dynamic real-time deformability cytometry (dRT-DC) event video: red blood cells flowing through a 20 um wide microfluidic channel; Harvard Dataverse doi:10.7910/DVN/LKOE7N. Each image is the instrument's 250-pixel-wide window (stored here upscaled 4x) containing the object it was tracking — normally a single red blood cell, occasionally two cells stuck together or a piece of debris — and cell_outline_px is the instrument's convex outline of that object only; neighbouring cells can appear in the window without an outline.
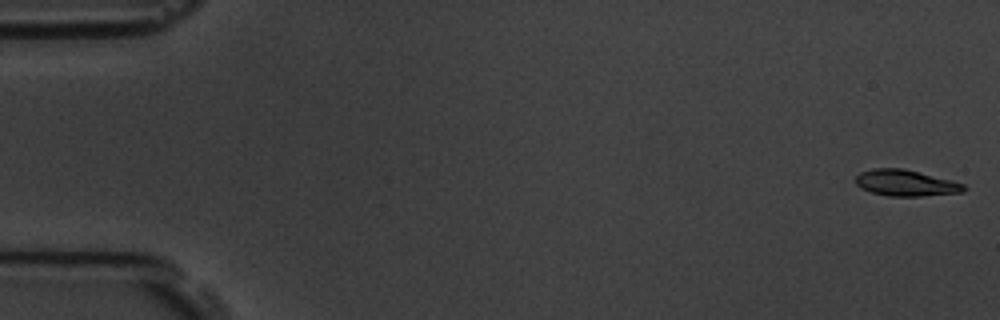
{"species": "common noctule bat (a hibernating species)", "species_latin": "Nyctalus noctula", "temperature_condition": "room temperature", "stored_images_in_passage": 6, "camera_frame_rate_fps": 3000, "um_per_image_px": 0.085, "animal": {"sex": "male", "body_mass_g": 19.5, "forearm_length_mm": 54.6}, "frame": {"image": 1, "passage_image": 1, "time_ms": 0.0, "image_size_px": [1000, 320], "cell_outline_px": [[968, 188], [964, 192], [920, 196], [888, 196], [872, 192], [860, 188], [856, 184], [856, 176], [860, 172], [872, 168], [904, 168], [952, 180], [964, 184]], "centroid_in_image_um": [77.0, 15.55], "position_along_channel_um": 8.0, "area_um2": 16.65}}
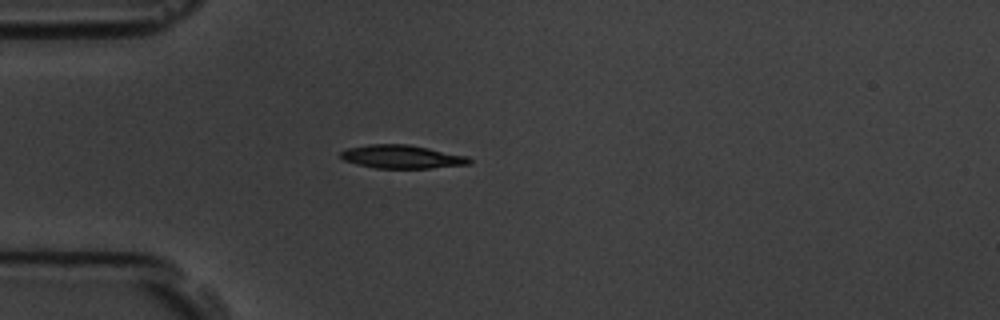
{"frame": {"image": 2, "passage_image": 5, "time_ms": 4.667, "image_size_px": [1000, 320], "cell_outline_px": [[472, 164], [428, 168], [376, 168], [356, 164], [344, 160], [340, 156], [340, 152], [348, 148], [368, 144], [408, 144], [468, 156], [472, 160]], "centroid_in_image_um": [34.17, 13.32], "position_along_channel_um": 50.8, "area_um2": 17.51}}